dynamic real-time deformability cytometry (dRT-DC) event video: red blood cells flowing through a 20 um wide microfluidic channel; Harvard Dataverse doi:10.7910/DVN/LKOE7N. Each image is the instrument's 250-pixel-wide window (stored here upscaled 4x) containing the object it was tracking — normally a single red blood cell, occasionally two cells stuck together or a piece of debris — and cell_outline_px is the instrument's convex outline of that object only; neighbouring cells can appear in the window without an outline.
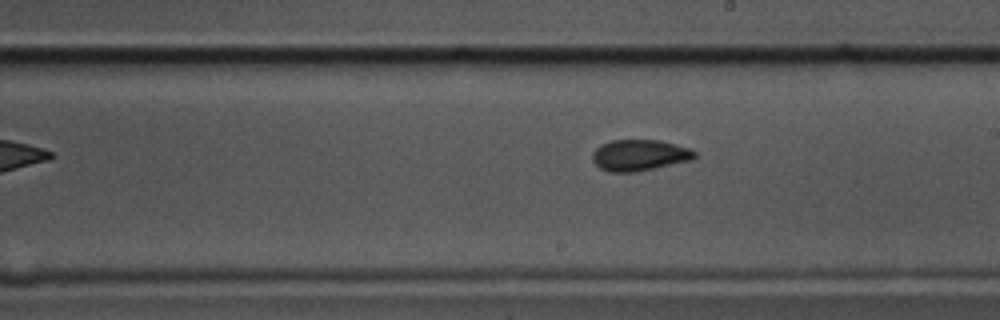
{"species": "common noctule bat (a hibernating species)", "species_latin": "Nyctalus noctula", "temperature_condition": "cold", "stored_images_in_passage": 33, "camera_frame_rate_fps": 3000, "um_per_image_px": 0.085, "animal": {"sex": "male", "body_mass_g": 17.5, "forearm_length_mm": 52.3}, "frame": {"image": 1, "passage_image": 19, "time_ms": 6.0, "image_size_px": [1000, 320], "cell_outline_px": [[696, 156], [692, 160], [632, 172], [608, 172], [600, 168], [592, 160], [592, 152], [600, 144], [612, 140], [660, 140], [688, 148], [696, 152]], "centroid_in_image_um": [54.31, 13.18], "position_along_channel_um": 234.7, "area_um2": 18.44}}
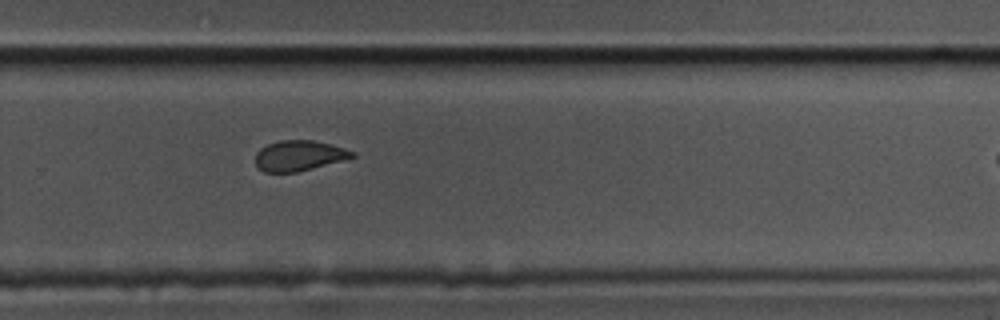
{"frame": {"image": 2, "passage_image": 25, "time_ms": 8.0, "image_size_px": [1000, 320], "cell_outline_px": [[356, 156], [312, 168], [296, 172], [264, 172], [256, 168], [256, 152], [260, 148], [268, 144], [280, 140], [312, 140], [344, 148], [356, 152]], "centroid_in_image_um": [25.38, 13.23], "position_along_channel_um": 304.4, "area_um2": 16.99}}
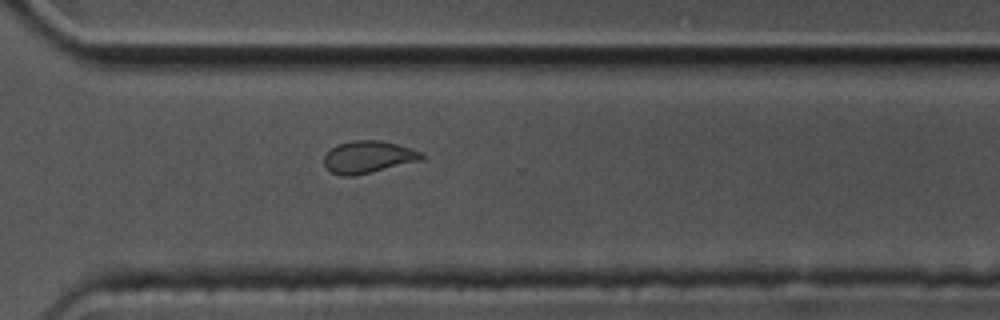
{"frame": {"image": 3, "passage_image": 28, "time_ms": 9.0, "image_size_px": [1000, 320], "cell_outline_px": [[424, 156], [420, 160], [356, 176], [340, 176], [332, 172], [324, 164], [324, 156], [332, 148], [340, 144], [352, 140], [380, 140], [396, 144], [424, 152]], "centroid_in_image_um": [31.3, 13.35], "position_along_channel_um": 339.3, "area_um2": 18.15}}